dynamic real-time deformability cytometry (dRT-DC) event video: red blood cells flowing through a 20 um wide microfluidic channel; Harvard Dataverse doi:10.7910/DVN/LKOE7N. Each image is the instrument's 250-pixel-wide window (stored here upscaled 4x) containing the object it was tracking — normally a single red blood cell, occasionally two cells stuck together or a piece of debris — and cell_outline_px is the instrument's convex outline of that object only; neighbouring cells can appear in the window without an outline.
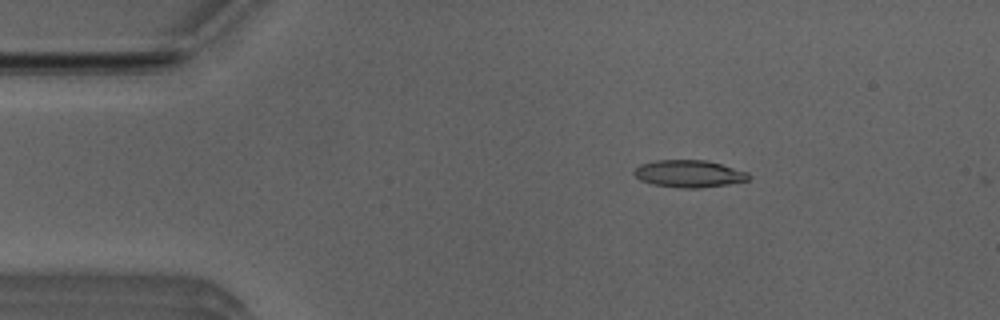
{"species": "Egyptian fruit bat (a non-hibernating species)", "species_latin": "Rousettus aegyptiacus", "temperature_condition": "room temperature", "stored_images_in_passage": 13, "camera_frame_rate_fps": 3000, "um_per_image_px": 0.085, "animal": {"sex": "male"}, "frame": {"image": 1, "passage_image": 7, "time_ms": 2.0, "image_size_px": [1000, 320], "cell_outline_px": [[752, 176], [748, 180], [728, 184], [700, 188], [680, 188], [652, 184], [640, 180], [632, 172], [640, 164], [656, 160], [708, 160], [748, 172]], "centroid_in_image_um": [58.57, 14.76], "position_along_channel_um": 26.4, "area_um2": 18.26}}